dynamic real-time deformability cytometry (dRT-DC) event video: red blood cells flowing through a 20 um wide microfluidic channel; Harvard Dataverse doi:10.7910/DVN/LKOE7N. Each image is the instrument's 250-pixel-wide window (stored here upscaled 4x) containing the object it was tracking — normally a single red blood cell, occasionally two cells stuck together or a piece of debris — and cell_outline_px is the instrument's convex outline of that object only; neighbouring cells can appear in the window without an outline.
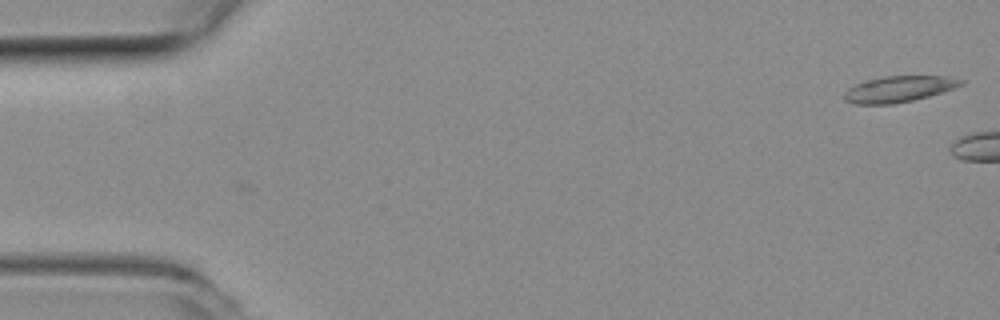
{"species": "common noctule bat (a hibernating species)", "species_latin": "Nyctalus noctula", "temperature_condition": "room temperature", "stored_images_in_passage": 5, "camera_frame_rate_fps": 3000, "um_per_image_px": 0.085, "animal": {"sex": "female", "body_mass_g": 19.3, "forearm_length_mm": 54.1}, "frame": {"image": 1, "passage_image": 1, "time_ms": 0.0, "image_size_px": [1000, 320], "cell_outline_px": [[968, 80], [964, 84], [928, 96], [912, 100], [892, 104], [852, 104], [844, 100], [844, 92], [848, 88], [856, 84], [868, 80], [884, 76], [948, 76]], "centroid_in_image_um": [76.4, 7.56], "position_along_channel_um": 8.6, "area_um2": 17.69}}